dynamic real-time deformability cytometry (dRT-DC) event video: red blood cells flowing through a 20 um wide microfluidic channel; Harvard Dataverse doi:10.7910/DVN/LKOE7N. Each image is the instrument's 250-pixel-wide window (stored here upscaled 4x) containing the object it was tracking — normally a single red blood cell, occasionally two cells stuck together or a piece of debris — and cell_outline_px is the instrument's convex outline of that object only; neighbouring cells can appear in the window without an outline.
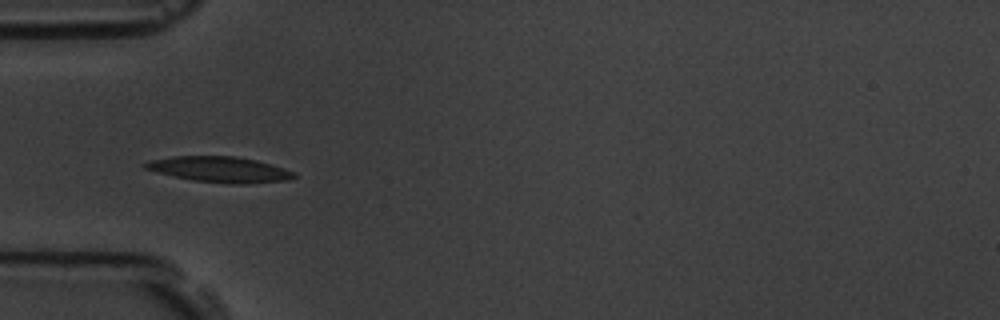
{"species": "common noctule bat (a hibernating species)", "species_latin": "Nyctalus noctula", "temperature_condition": "room temperature", "stored_images_in_passage": 11, "camera_frame_rate_fps": 3000, "um_per_image_px": 0.085, "animal": {"sex": "male", "body_mass_g": 19.5, "forearm_length_mm": 54.6}, "frame": {"image": 1, "passage_image": 1, "time_ms": 0.0, "image_size_px": [1000, 320], "cell_outline_px": [[296, 176], [288, 180], [244, 184], [232, 184], [192, 180], [156, 172], [144, 168], [140, 164], [152, 160], [176, 156], [236, 156], [256, 160], [272, 164], [296, 172]], "centroid_in_image_um": [18.69, 14.4], "position_along_channel_um": 66.3, "area_um2": 22.25}}
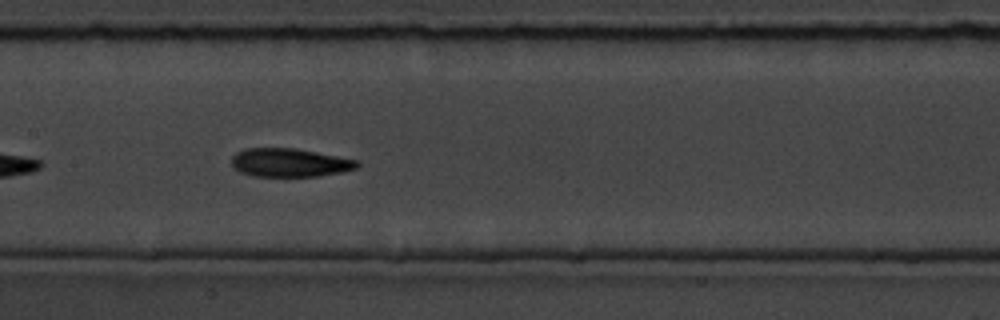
{"frame": {"image": 2, "passage_image": 4, "time_ms": 3.333, "image_size_px": [1000, 320], "cell_outline_px": [[360, 164], [356, 168], [340, 172], [320, 176], [252, 176], [240, 172], [232, 164], [232, 156], [236, 152], [244, 148], [296, 148], [360, 160]], "centroid_in_image_um": [24.63, 13.81], "position_along_channel_um": 182.8, "area_um2": 20.92}}
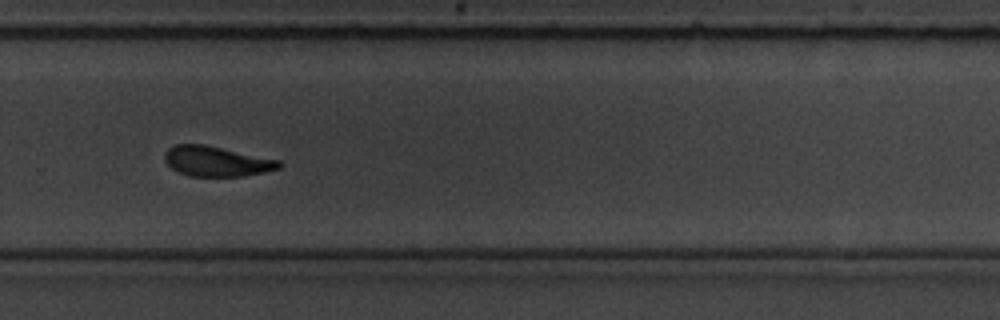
{"frame": {"image": 3, "passage_image": 7, "time_ms": 7.0, "image_size_px": [1000, 320], "cell_outline_px": [[284, 164], [280, 168], [264, 172], [244, 176], [188, 176], [172, 168], [164, 160], [164, 156], [168, 148], [176, 144], [204, 144], [280, 160]], "centroid_in_image_um": [18.43, 13.71], "position_along_channel_um": 311.4, "area_um2": 20.06}, "authors_computed_cell_mechanics": {"area_um2": 20.2878, "velocity_mm_per_s": 3.5087, "shape_relaxation_time_tau1_ms": 2.3622, "shape_relaxation_time_tau2_ms": 1.6777, "deformation_change_tau1": 0.0836, "deformation_change_tau2": 0.0693}}